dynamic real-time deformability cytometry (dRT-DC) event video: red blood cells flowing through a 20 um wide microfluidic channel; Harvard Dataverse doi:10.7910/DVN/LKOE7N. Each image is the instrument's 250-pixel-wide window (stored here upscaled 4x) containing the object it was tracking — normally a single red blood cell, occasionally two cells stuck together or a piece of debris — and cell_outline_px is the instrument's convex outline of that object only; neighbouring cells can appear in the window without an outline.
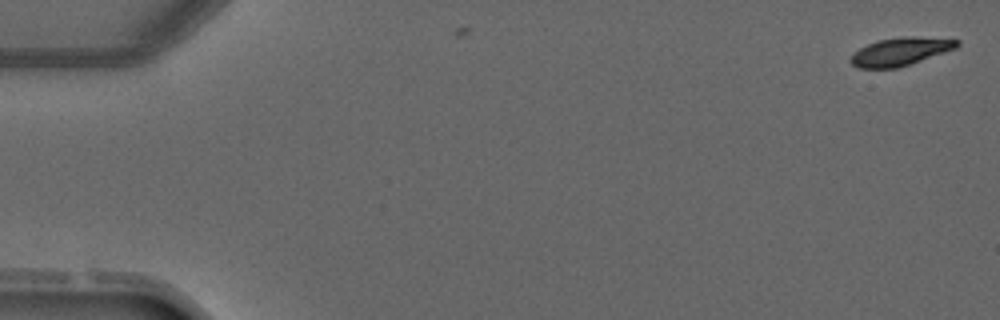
{"species": "common noctule bat (a hibernating species)", "species_latin": "Nyctalus noctula", "temperature_condition": "warm", "stored_images_in_passage": 2, "camera_frame_rate_fps": 3000, "um_per_image_px": 0.085, "animal": {"sex": "male", "forearm_length_mm": 52.5}, "frame": {"image": 1, "passage_image": 1, "time_ms": 0.0, "image_size_px": [1000, 320], "cell_outline_px": [[960, 44], [956, 48], [896, 68], [860, 68], [852, 64], [848, 60], [860, 48], [868, 44], [880, 40], [904, 36], [912, 36], [960, 40]], "centroid_in_image_um": [76.53, 4.38], "position_along_channel_um": 8.5, "area_um2": 16.94}}